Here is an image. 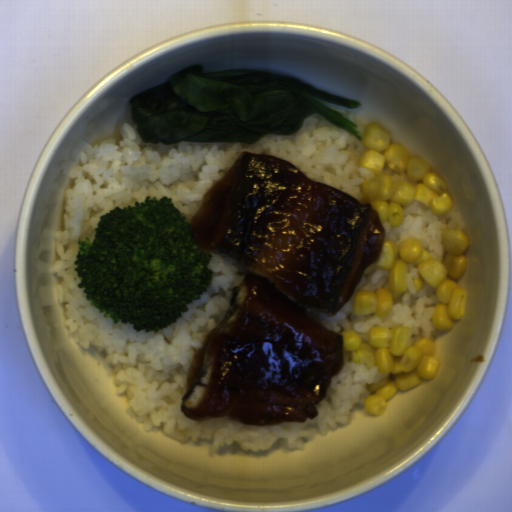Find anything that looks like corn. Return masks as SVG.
Returning a JSON list of instances; mask_svg holds the SVG:
<instances>
[{"mask_svg":"<svg viewBox=\"0 0 512 512\" xmlns=\"http://www.w3.org/2000/svg\"><path fill=\"white\" fill-rule=\"evenodd\" d=\"M363 145L366 150L359 156L358 165L372 172L374 177L365 180L361 190L382 223L400 227L405 220V207L412 202H419L437 217L449 213L452 207L449 184L432 171L430 163L392 143L389 132L378 123L371 122L365 128ZM387 166L406 174L410 181L419 183L418 186L393 182L383 175Z\"/></svg>","mask_w":512,"mask_h":512,"instance_id":"2","label":"corn"},{"mask_svg":"<svg viewBox=\"0 0 512 512\" xmlns=\"http://www.w3.org/2000/svg\"><path fill=\"white\" fill-rule=\"evenodd\" d=\"M339 335L344 363L363 364L369 370L377 367L380 374L389 375L385 380L366 386L370 396L364 403V410L371 416L382 414L388 398L398 391L439 374L441 363L436 358V343L424 338L413 341L410 326H396L394 330L373 327L364 340L354 329Z\"/></svg>","mask_w":512,"mask_h":512,"instance_id":"3","label":"corn"},{"mask_svg":"<svg viewBox=\"0 0 512 512\" xmlns=\"http://www.w3.org/2000/svg\"><path fill=\"white\" fill-rule=\"evenodd\" d=\"M444 247L442 261L431 256L417 236L405 239L399 247L385 240L381 254L375 264L377 269L389 270L388 284L375 292L359 290L352 304L355 315L387 317L394 302L407 292L409 263H415L419 277L413 278L418 292L424 283L436 289L439 300L431 314V322L440 331L452 330L455 322L464 318L468 291L460 286L468 265L466 254L470 241L462 230L444 232L441 239Z\"/></svg>","mask_w":512,"mask_h":512,"instance_id":"1","label":"corn"}]
</instances>
